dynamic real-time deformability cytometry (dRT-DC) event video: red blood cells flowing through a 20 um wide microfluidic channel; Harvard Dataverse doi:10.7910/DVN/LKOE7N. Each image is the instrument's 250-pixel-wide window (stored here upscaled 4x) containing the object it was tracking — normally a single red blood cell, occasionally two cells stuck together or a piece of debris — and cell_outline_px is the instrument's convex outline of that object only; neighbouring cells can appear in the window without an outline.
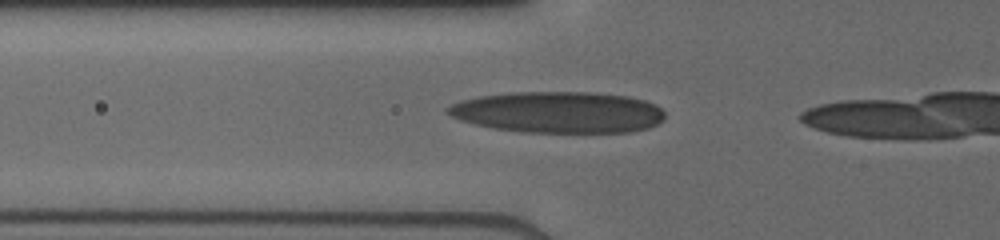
{"species": "human", "species_latin": "Homo sapiens", "temperature_condition": "cold", "stored_images_in_passage": 4, "camera_frame_rate_fps": 3000, "um_per_image_px": 0.085, "donor": {"sex": "male"}, "frame": {"image": 1, "passage_image": 2, "time_ms": 0.333, "image_size_px": [1000, 240], "cell_outline_px": [[664, 120], [648, 128], [628, 132], [520, 132], [492, 128], [472, 124], [460, 120], [444, 112], [452, 104], [460, 100], [480, 96], [512, 92], [592, 92], [628, 96], [644, 100], [656, 104], [664, 112]], "centroid_in_image_um": [47.44, 9.54], "position_along_channel_um": 78.4, "area_um2": 52.54}}